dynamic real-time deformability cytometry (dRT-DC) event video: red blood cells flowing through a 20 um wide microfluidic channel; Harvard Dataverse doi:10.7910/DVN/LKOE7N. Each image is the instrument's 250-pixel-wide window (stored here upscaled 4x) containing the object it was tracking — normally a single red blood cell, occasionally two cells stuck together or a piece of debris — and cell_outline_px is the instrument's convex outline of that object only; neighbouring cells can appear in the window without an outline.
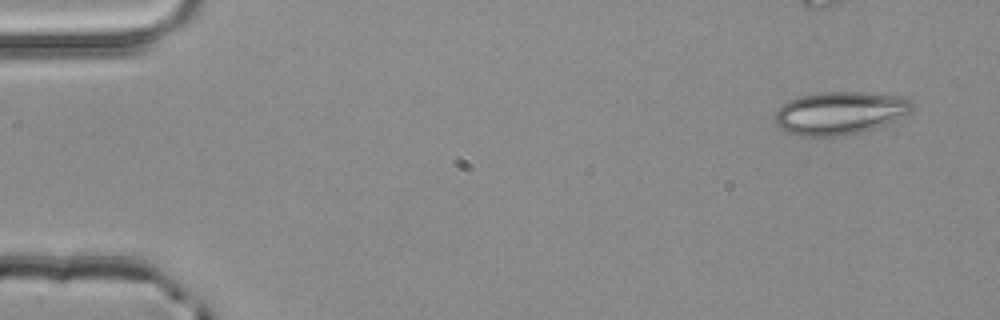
{"species": "common noctule bat (a hibernating species)", "species_latin": "Nyctalus noctula", "temperature_condition": "room temperature", "stored_images_in_passage": 3, "camera_frame_rate_fps": 3000, "um_per_image_px": 0.085, "animal": {"sex": "male", "body_mass_g": 20.4}, "frame": {"image": 1, "passage_image": 1, "time_ms": 0.0, "image_size_px": [1000, 320], "cell_outline_px": [[912, 112], [888, 124], [864, 132], [844, 136], [796, 136], [784, 132], [776, 124], [776, 112], [788, 100], [800, 96], [820, 92], [864, 92], [900, 96], [912, 100]], "centroid_in_image_um": [71.42, 9.62], "position_along_channel_um": 13.6, "area_um2": 34.74}}